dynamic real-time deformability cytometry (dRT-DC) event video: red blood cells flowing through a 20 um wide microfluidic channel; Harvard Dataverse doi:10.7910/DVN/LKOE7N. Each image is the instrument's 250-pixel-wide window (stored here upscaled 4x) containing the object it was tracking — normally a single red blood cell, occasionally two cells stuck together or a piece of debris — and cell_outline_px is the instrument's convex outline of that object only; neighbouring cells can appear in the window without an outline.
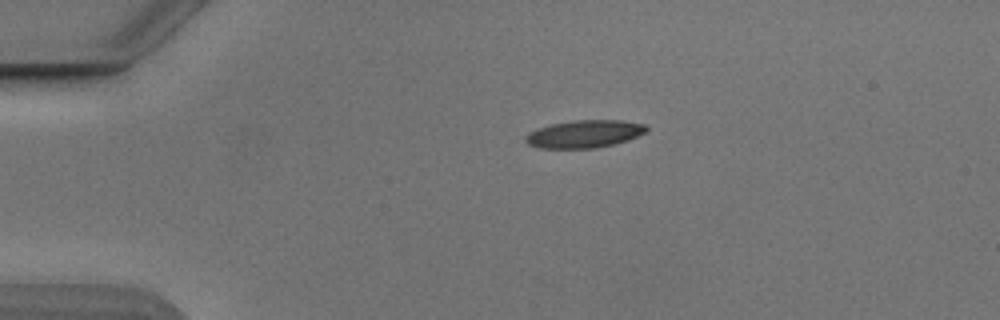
{"species": "Egyptian fruit bat (a non-hibernating species)", "species_latin": "Rousettus aegyptiacus", "temperature_condition": "cold", "stored_images_in_passage": 43, "camera_frame_rate_fps": 3000, "um_per_image_px": 0.085, "animal": {"sex": "male"}, "frame": {"image": 1, "passage_image": 1, "time_ms": 0.0, "image_size_px": [1000, 320], "cell_outline_px": [[648, 132], [628, 140], [596, 148], [540, 148], [528, 144], [524, 140], [524, 136], [528, 132], [536, 128], [552, 124], [572, 120], [624, 120], [644, 124], [648, 128]], "centroid_in_image_um": [49.67, 11.38], "position_along_channel_um": 35.3, "area_um2": 19.65}}
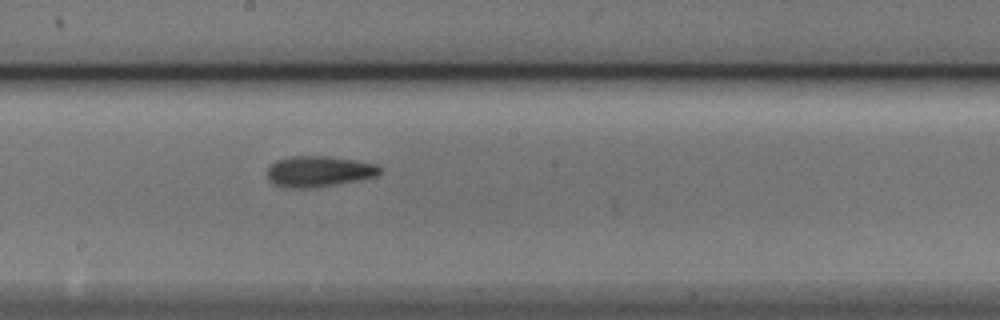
{"frame": {"image": 2, "passage_image": 19, "time_ms": 6.0, "image_size_px": [1000, 320], "cell_outline_px": [[380, 172], [376, 176], [336, 184], [312, 188], [292, 188], [272, 184], [268, 180], [268, 168], [276, 160], [292, 156], [328, 156], [356, 160], [376, 164], [380, 168]], "centroid_in_image_um": [27.07, 14.56], "position_along_channel_um": 221.1, "area_um2": 20.11}}
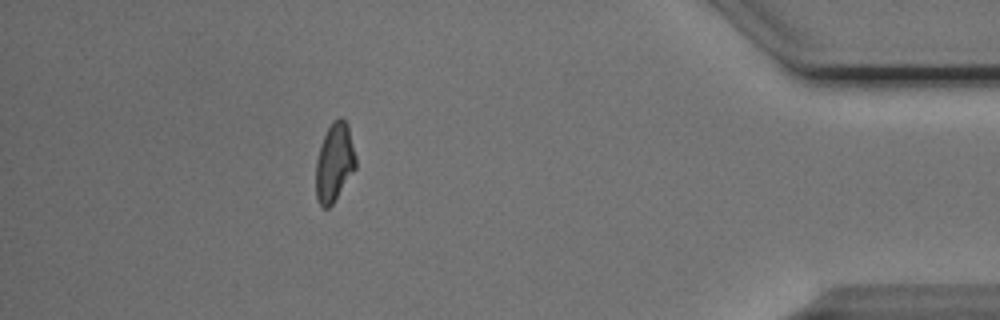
{"frame": {"image": 3, "passage_image": 37, "time_ms": 12.0, "image_size_px": [1000, 320], "cell_outline_px": [[356, 168], [332, 204], [328, 208], [324, 208], [316, 200], [316, 160], [324, 136], [332, 120], [340, 116], [348, 124], [356, 156]], "centroid_in_image_um": [28.43, 13.79], "position_along_channel_um": 406.8, "area_um2": 18.21}, "authors_computed_cell_mechanics": {"area_um2": 19.1896, "velocity_mm_per_s": 3.8796, "shape_relaxation_time_tau1_ms": 4.1948, "shape_relaxation_time_tau2_ms": 7.5338, "deformation_change_tau1": 0.1636, "deformation_change_tau2": 0.1638}}